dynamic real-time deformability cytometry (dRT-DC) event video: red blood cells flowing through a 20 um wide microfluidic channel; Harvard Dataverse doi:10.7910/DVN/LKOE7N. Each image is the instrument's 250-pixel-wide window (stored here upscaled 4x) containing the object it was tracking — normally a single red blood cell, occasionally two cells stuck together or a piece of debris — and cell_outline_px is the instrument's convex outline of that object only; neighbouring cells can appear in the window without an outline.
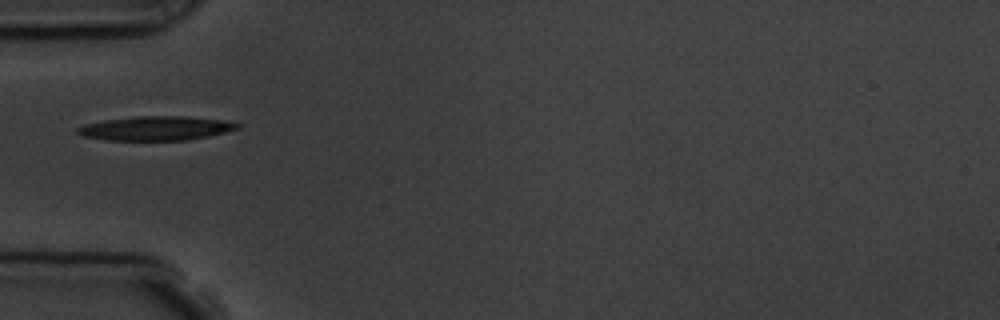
{"species": "common noctule bat (a hibernating species)", "species_latin": "Nyctalus noctula", "temperature_condition": "room temperature", "stored_images_in_passage": 3, "camera_frame_rate_fps": 3000, "um_per_image_px": 0.085, "animal": {"sex": "male", "body_mass_g": 19.5, "forearm_length_mm": 54.6}, "frame": {"image": 1, "passage_image": 3, "time_ms": 2.333, "image_size_px": [1000, 320], "cell_outline_px": [[240, 128], [208, 136], [188, 140], [108, 140], [84, 136], [76, 132], [76, 128], [84, 124], [104, 120], [140, 116], [184, 116], [224, 120], [240, 124]], "centroid_in_image_um": [13.25, 10.9], "position_along_channel_um": 71.8, "area_um2": 22.37}}